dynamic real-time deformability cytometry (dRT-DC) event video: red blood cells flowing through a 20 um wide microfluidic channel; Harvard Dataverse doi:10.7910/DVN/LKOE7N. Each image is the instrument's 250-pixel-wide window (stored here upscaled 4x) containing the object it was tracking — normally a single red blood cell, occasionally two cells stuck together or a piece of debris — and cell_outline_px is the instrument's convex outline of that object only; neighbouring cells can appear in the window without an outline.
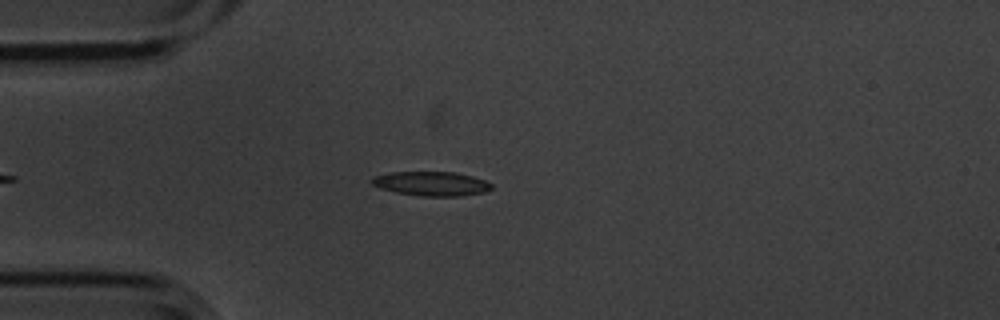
{"species": "common noctule bat (a hibernating species)", "species_latin": "Nyctalus noctula", "temperature_condition": "cold", "stored_images_in_passage": 5, "camera_frame_rate_fps": 3000, "um_per_image_px": 0.085, "animal": {"sex": "male", "body_mass_g": 20.1, "forearm_length_mm": 53.5}, "frame": {"image": 1, "passage_image": 3, "time_ms": 0.667, "image_size_px": [1000, 320], "cell_outline_px": [[492, 188], [484, 192], [460, 196], [420, 196], [396, 192], [380, 188], [372, 184], [368, 180], [372, 176], [392, 172], [456, 172], [472, 176], [484, 180], [492, 184]], "centroid_in_image_um": [36.63, 15.61], "position_along_channel_um": 48.4, "area_um2": 16.99}}
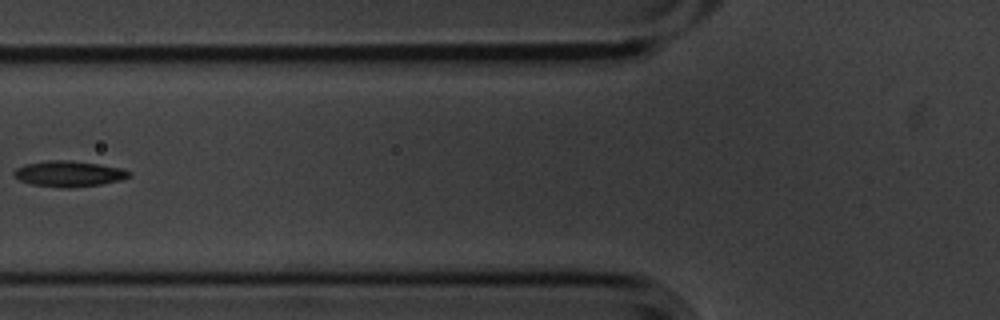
{"frame": {"image": 2, "passage_image": 5, "time_ms": 1.333, "image_size_px": [1000, 320], "cell_outline_px": [[132, 176], [120, 180], [100, 184], [60, 188], [32, 184], [20, 180], [12, 176], [12, 172], [16, 168], [24, 164], [48, 160], [68, 160], [100, 164], [124, 168], [132, 172]], "centroid_in_image_um": [5.85, 14.75], "position_along_channel_um": 119.9, "area_um2": 17.4}}